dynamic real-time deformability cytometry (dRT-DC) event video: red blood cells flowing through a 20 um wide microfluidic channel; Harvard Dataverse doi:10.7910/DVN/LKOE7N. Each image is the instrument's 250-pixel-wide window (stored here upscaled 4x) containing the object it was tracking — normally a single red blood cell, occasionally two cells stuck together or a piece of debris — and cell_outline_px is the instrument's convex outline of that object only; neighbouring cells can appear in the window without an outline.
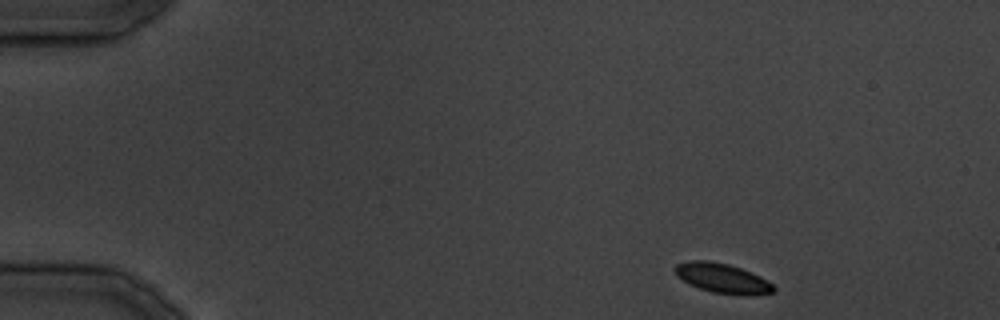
{"species": "common noctule bat (a hibernating species)", "species_latin": "Nyctalus noctula", "temperature_condition": "cold", "stored_images_in_passage": 33, "segment_of_instrument_passage": [1, 2], "camera_frame_rate_fps": 3000, "um_per_image_px": 0.085, "animal": {"sex": "male", "body_mass_g": 19.5, "forearm_length_mm": 54.6}, "frame": {"image": 1, "passage_image": 1, "time_ms": 0.0, "image_size_px": [1000, 320], "cell_outline_px": [[776, 288], [772, 292], [752, 296], [736, 296], [712, 292], [688, 284], [676, 276], [672, 268], [676, 264], [688, 260], [708, 260], [728, 264], [740, 268], [760, 276], [772, 284]], "centroid_in_image_um": [61.36, 23.66], "position_along_channel_um": 23.6, "area_um2": 17.4}}
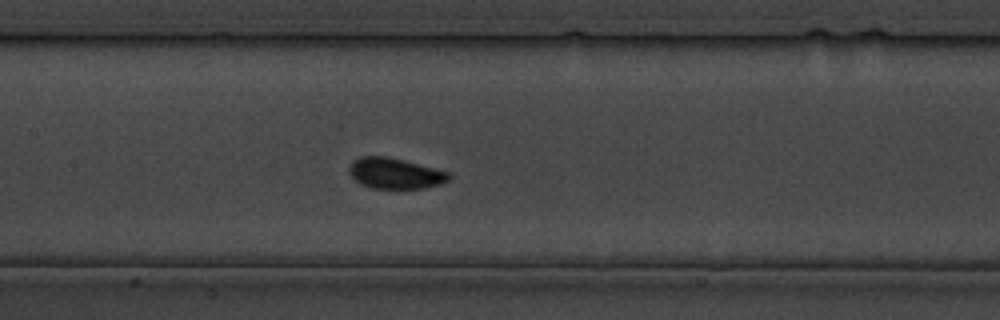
{"frame": {"image": 2, "passage_image": 14, "time_ms": 16.0, "image_size_px": [1000, 320], "cell_outline_px": [[452, 176], [448, 180], [440, 184], [424, 188], [372, 188], [360, 184], [348, 172], [348, 168], [352, 160], [360, 156], [388, 156], [404, 160], [448, 172]], "centroid_in_image_um": [33.54, 14.72], "position_along_channel_um": 173.9, "area_um2": 17.86}}
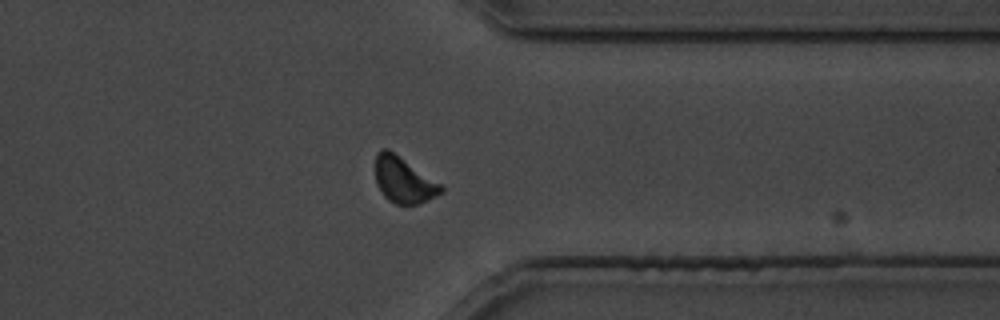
{"frame": {"image": 3, "passage_image": 25, "time_ms": 29.667, "image_size_px": [1000, 320], "cell_outline_px": [[444, 192], [420, 204], [396, 204], [388, 200], [384, 196], [376, 184], [376, 152], [380, 148], [388, 148], [440, 184], [444, 188]], "centroid_in_image_um": [34.29, 15.3], "position_along_channel_um": 377.1, "area_um2": 17.46}}